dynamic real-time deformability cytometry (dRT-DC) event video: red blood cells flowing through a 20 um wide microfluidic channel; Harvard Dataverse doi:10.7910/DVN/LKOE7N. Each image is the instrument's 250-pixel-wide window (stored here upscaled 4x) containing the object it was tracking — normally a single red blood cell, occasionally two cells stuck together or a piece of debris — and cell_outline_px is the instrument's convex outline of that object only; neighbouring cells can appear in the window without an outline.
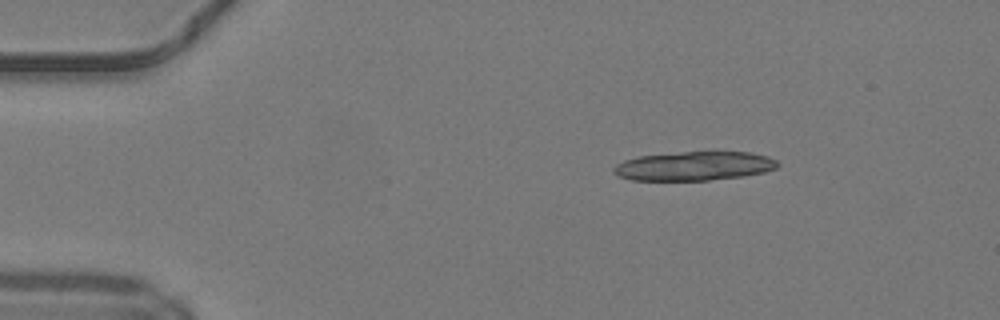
{"species": "common noctule bat (a hibernating species)", "species_latin": "Nyctalus noctula", "temperature_condition": "warm", "stored_images_in_passage": 42, "camera_frame_rate_fps": 3000, "um_per_image_px": 0.085, "animal": {"sex": "male", "body_mass_g": 19.2, "forearm_length_mm": 51.8}, "frame": {"image": 1, "passage_image": 1, "time_ms": 0.0, "image_size_px": [1000, 320], "cell_outline_px": [[780, 164], [776, 168], [764, 172], [744, 176], [708, 180], [632, 180], [616, 176], [612, 172], [612, 168], [616, 164], [624, 160], [636, 156], [680, 152], [748, 152], [768, 156], [776, 160]], "centroid_in_image_um": [58.96, 14.11], "position_along_channel_um": 26.0, "area_um2": 27.86}}
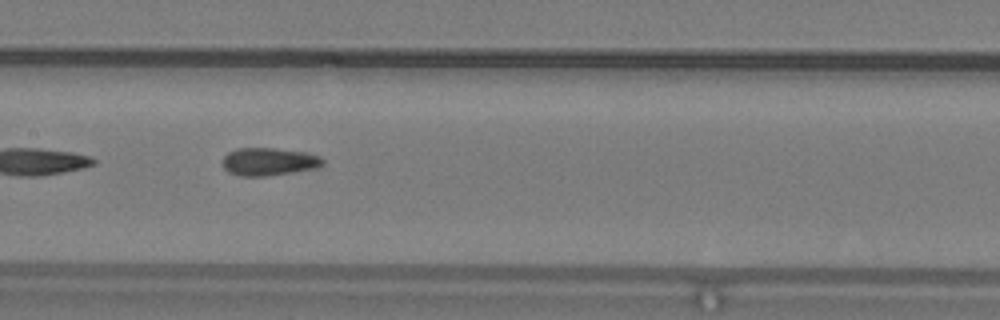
{"frame": {"image": 2, "passage_image": 18, "time_ms": 5.667, "image_size_px": [1000, 320], "cell_outline_px": [[324, 164], [312, 168], [264, 176], [240, 176], [228, 172], [220, 164], [224, 156], [228, 152], [236, 148], [276, 148], [304, 152], [320, 156], [324, 160]], "centroid_in_image_um": [22.77, 13.72], "position_along_channel_um": 184.6, "area_um2": 16.13}}
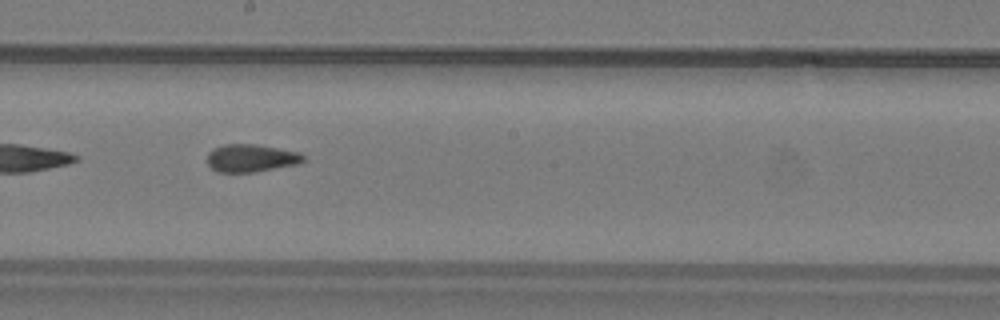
{"frame": {"image": 3, "passage_image": 21, "time_ms": 6.667, "image_size_px": [1000, 320], "cell_outline_px": [[308, 160], [296, 164], [256, 172], [216, 172], [208, 164], [208, 152], [212, 148], [224, 144], [256, 144], [300, 152]], "centroid_in_image_um": [21.35, 13.43], "position_along_channel_um": 226.9, "area_um2": 15.66}, "authors_computed_cell_mechanics": {"area_um2": 15.9528, "velocity_mm_per_s": 4.2452, "shape_relaxation_time_tau1_ms": 9.3895, "shape_relaxation_time_tau2_ms": 2.0487, "deformation_change_tau1": 0.1967, "deformation_change_tau2": 0.0789}}